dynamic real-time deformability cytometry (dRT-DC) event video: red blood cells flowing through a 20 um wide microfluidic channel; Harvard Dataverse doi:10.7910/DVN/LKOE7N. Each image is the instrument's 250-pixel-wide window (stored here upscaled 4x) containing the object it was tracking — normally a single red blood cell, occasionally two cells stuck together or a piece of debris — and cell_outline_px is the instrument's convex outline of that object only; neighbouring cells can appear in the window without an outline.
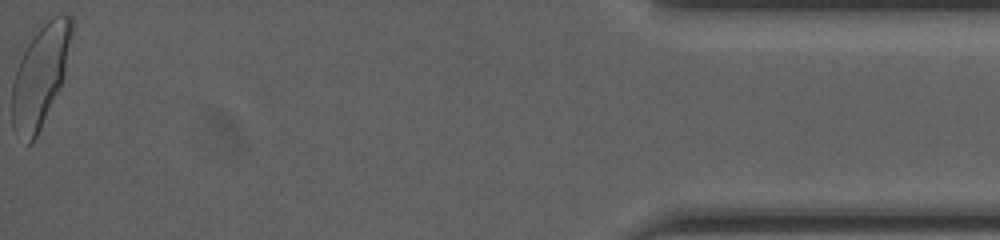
{"species": "human", "species_latin": "Homo sapiens", "temperature_condition": "cold", "stored_images_in_passage": 31, "camera_frame_rate_fps": 3000, "um_per_image_px": 0.085, "donor": {"sex": "female"}, "frame": {"image": 1, "passage_image": 31, "time_ms": 18.667, "image_size_px": [1000, 240], "cell_outline_px": [[72, 32], [64, 72], [60, 84], [40, 128], [32, 144], [28, 144], [12, 128], [12, 84], [16, 68], [40, 20], [48, 12], [68, 12], [72, 16]], "centroid_in_image_um": [3.42, 6.26], "position_along_channel_um": 431.8, "area_um2": 35.43}, "authors_computed_cell_mechanics": {"area_um2": 31.6744, "velocity_mm_per_s": 3.9981, "shape_relaxation_time_tau1_ms": 6.181, "shape_relaxation_time_tau2_ms": 2.1156, "deformation_change_tau1": 0.1847, "deformation_change_tau2": 0.0637}}